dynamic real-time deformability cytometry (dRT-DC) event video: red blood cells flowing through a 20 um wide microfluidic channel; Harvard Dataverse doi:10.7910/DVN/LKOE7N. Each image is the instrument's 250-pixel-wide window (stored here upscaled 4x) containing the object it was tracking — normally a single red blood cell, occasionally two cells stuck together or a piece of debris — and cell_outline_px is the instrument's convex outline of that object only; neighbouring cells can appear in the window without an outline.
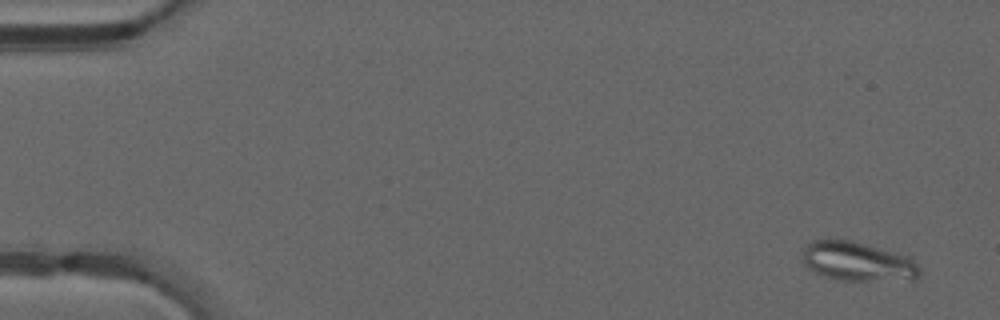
{"species": "common noctule bat (a hibernating species)", "species_latin": "Nyctalus noctula", "temperature_condition": "warm", "stored_images_in_passage": 29, "camera_frame_rate_fps": 3000, "um_per_image_px": 0.085, "animal": {"sex": "male", "forearm_length_mm": 52.5}, "frame": {"image": 1, "passage_image": 1, "time_ms": 0.0, "image_size_px": [1000, 320], "cell_outline_px": [[920, 276], [916, 280], [836, 280], [824, 276], [808, 268], [804, 264], [800, 256], [804, 248], [812, 240], [852, 240], [908, 256], [920, 268]], "centroid_in_image_um": [72.89, 22.24], "position_along_channel_um": 12.1, "area_um2": 26.82}}
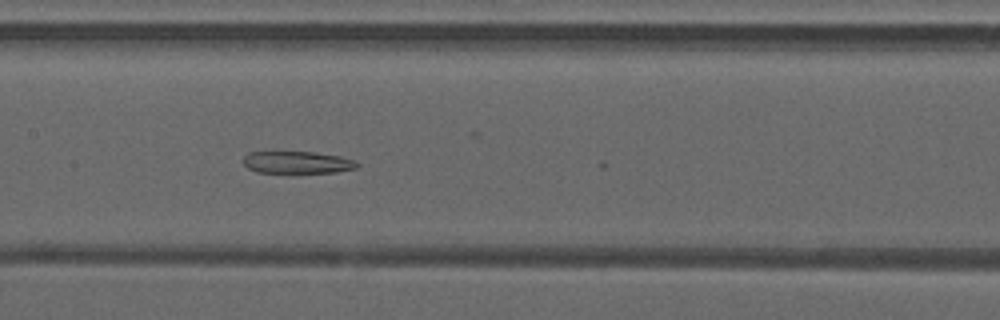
{"frame": {"image": 2, "passage_image": 23, "time_ms": 7.333, "image_size_px": [1000, 320], "cell_outline_px": [[360, 164], [356, 168], [336, 172], [292, 176], [256, 172], [248, 168], [244, 164], [244, 156], [248, 152], [316, 152], [340, 156], [356, 160]], "centroid_in_image_um": [25.28, 13.86], "position_along_channel_um": 182.1, "area_um2": 15.78}}
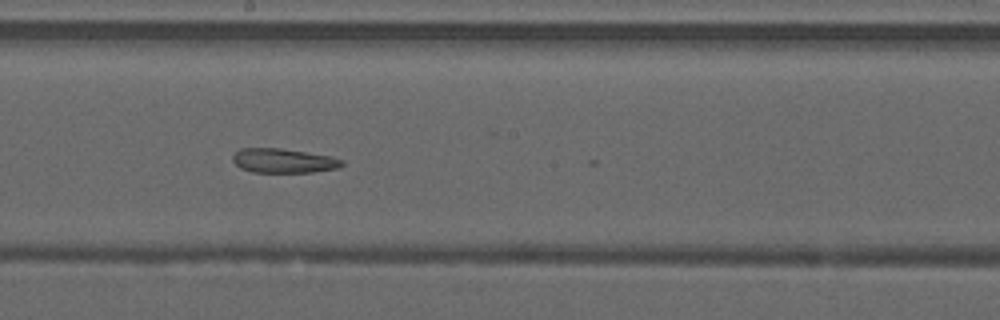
{"frame": {"image": 3, "passage_image": 26, "time_ms": 8.333, "image_size_px": [1000, 320], "cell_outline_px": [[344, 164], [336, 168], [312, 172], [252, 172], [240, 168], [232, 160], [232, 156], [240, 148], [280, 148], [332, 156], [344, 160]], "centroid_in_image_um": [24.09, 13.65], "position_along_channel_um": 224.1, "area_um2": 15.49}}